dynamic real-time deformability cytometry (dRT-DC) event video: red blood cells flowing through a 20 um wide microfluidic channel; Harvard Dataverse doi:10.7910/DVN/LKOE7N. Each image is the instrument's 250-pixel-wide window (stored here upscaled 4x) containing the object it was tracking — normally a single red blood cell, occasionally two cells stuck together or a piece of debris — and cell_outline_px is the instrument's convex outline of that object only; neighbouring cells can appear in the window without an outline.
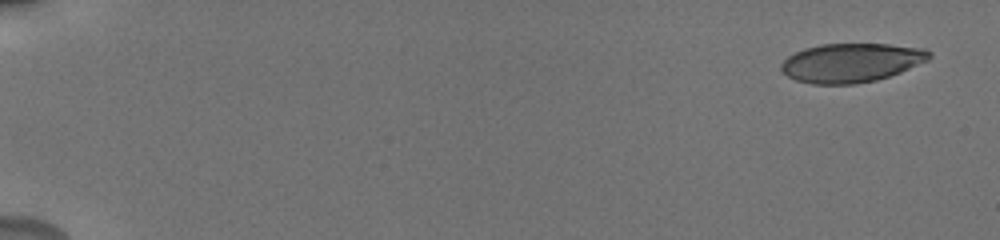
{"species": "human", "species_latin": "Homo sapiens", "temperature_condition": "cold", "stored_images_in_passage": 14, "camera_frame_rate_fps": 3000, "um_per_image_px": 0.085, "donor": {"sex": "male"}, "frame": {"image": 1, "passage_image": 1, "time_ms": 0.0, "image_size_px": [1000, 240], "cell_outline_px": [[932, 56], [928, 60], [900, 72], [876, 80], [856, 84], [812, 84], [796, 80], [788, 76], [780, 68], [780, 64], [788, 56], [804, 48], [820, 44], [888, 44], [924, 48], [932, 52]], "centroid_in_image_um": [72.36, 5.32], "position_along_channel_um": 12.6, "area_um2": 33.64}}
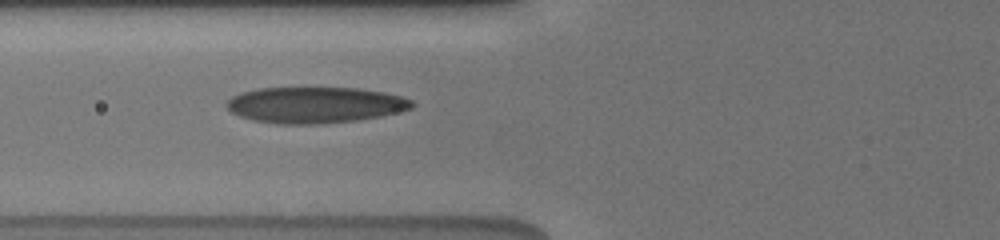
{"frame": {"image": 2, "passage_image": 7, "time_ms": 7.0, "image_size_px": [1000, 240], "cell_outline_px": [[416, 104], [412, 108], [380, 116], [356, 120], [324, 124], [276, 124], [252, 120], [240, 116], [232, 112], [224, 104], [232, 96], [240, 92], [260, 88], [356, 88], [384, 92], [400, 96], [412, 100]], "centroid_in_image_um": [26.75, 8.92], "position_along_channel_um": 99.0, "area_um2": 39.07}}
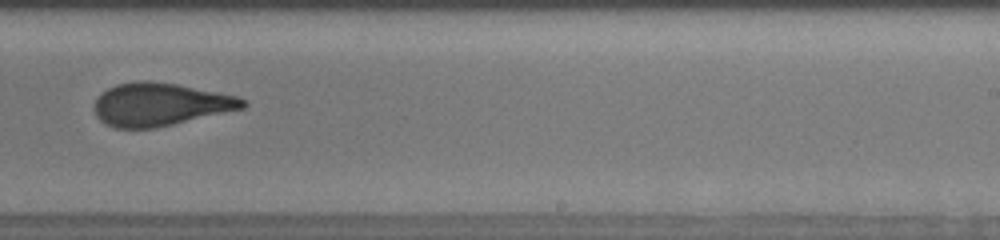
{"frame": {"image": 3, "passage_image": 14, "time_ms": 11.667, "image_size_px": [1000, 240], "cell_outline_px": [[248, 104], [244, 108], [156, 128], [116, 128], [104, 124], [96, 116], [96, 100], [100, 92], [116, 84], [140, 80], [148, 80], [176, 84], [240, 96], [248, 100]], "centroid_in_image_um": [13.64, 8.87], "position_along_channel_um": 275.4, "area_um2": 37.28}}